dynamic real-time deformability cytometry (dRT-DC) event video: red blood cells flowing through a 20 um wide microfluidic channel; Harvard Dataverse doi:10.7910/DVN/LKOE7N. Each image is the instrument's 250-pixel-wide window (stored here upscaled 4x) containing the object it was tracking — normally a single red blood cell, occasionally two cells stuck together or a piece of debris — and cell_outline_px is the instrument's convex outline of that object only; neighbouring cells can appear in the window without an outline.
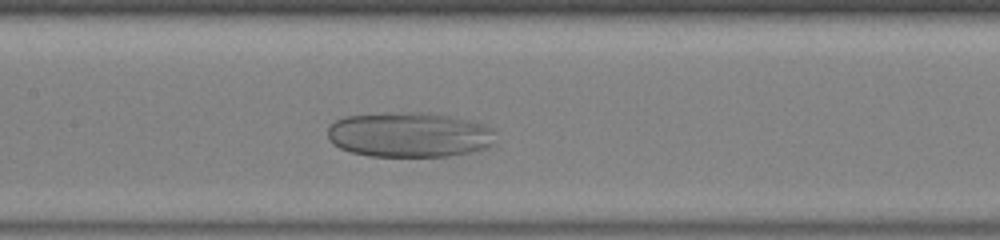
{"species": "human", "species_latin": "Homo sapiens", "temperature_condition": "warm", "stored_images_in_passage": 31, "camera_frame_rate_fps": 3000, "um_per_image_px": 0.085, "donor": {"sex": "male"}, "frame": {"image": 1, "passage_image": 14, "time_ms": 4.333, "image_size_px": [1000, 240], "cell_outline_px": [[496, 144], [488, 148], [472, 152], [448, 156], [368, 156], [352, 152], [340, 148], [332, 144], [328, 140], [328, 124], [344, 116], [396, 112], [428, 112], [468, 120], [484, 124], [492, 128]], "centroid_in_image_um": [34.79, 11.45], "position_along_channel_um": 172.6, "area_um2": 44.56}}
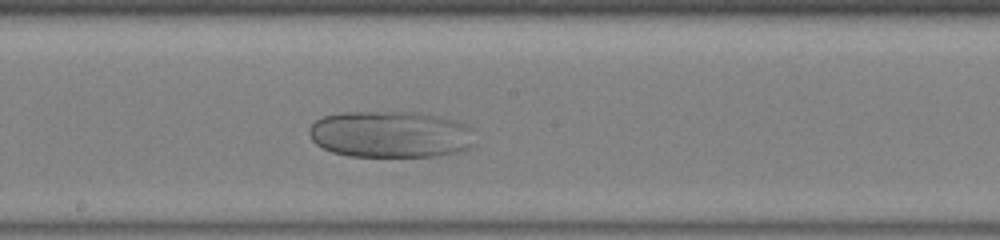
{"frame": {"image": 2, "passage_image": 17, "time_ms": 5.333, "image_size_px": [1000, 240], "cell_outline_px": [[476, 144], [472, 148], [456, 152], [436, 156], [348, 156], [332, 152], [316, 144], [312, 140], [308, 132], [308, 128], [316, 120], [324, 116], [340, 112], [416, 112], [440, 116], [456, 120], [472, 128]], "centroid_in_image_um": [33.22, 11.41], "position_along_channel_um": 215.0, "area_um2": 45.6}}
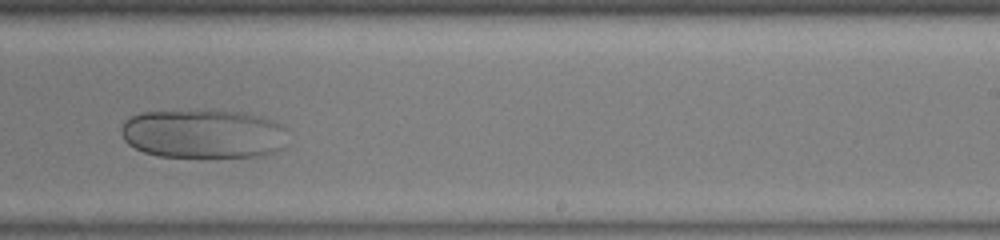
{"frame": {"image": 3, "passage_image": 21, "time_ms": 6.667, "image_size_px": [1000, 240], "cell_outline_px": [[284, 148], [276, 152], [260, 156], [160, 156], [144, 152], [128, 144], [124, 140], [120, 132], [120, 128], [124, 120], [132, 116], [144, 112], [196, 108], [240, 112], [260, 116], [284, 124]], "centroid_in_image_um": [17.25, 11.33], "position_along_channel_um": 271.7, "area_um2": 48.26}}